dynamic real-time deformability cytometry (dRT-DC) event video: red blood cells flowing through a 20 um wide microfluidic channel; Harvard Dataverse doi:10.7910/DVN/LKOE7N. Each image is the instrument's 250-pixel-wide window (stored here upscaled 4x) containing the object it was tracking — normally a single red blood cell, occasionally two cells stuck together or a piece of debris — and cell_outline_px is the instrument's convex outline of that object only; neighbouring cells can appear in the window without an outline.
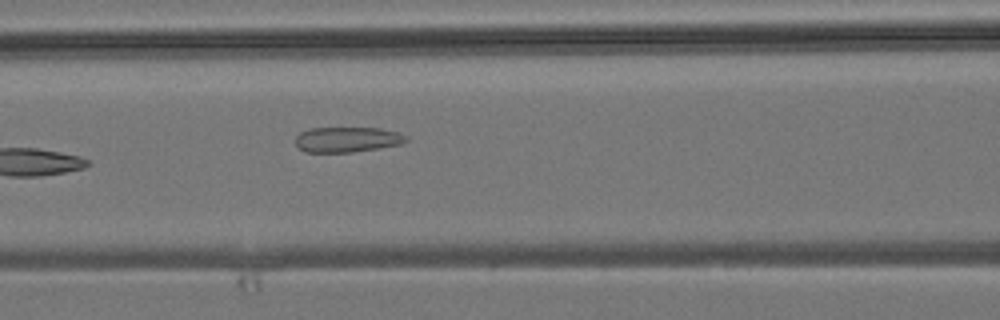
{"species": "common noctule bat (a hibernating species)", "species_latin": "Nyctalus noctula", "temperature_condition": "room temperature", "stored_images_in_passage": 7, "camera_frame_rate_fps": 3000, "um_per_image_px": 0.085, "animal": {"sex": "male", "body_mass_g": 19.2, "forearm_length_mm": 51.8}, "frame": {"image": 1, "passage_image": 7, "time_ms": 7.0, "image_size_px": [1000, 320], "cell_outline_px": [[408, 140], [400, 144], [380, 148], [352, 152], [304, 152], [296, 144], [296, 136], [300, 132], [308, 128], [380, 128], [396, 132], [404, 136]], "centroid_in_image_um": [29.47, 11.86], "position_along_channel_um": 137.1, "area_um2": 16.18}}